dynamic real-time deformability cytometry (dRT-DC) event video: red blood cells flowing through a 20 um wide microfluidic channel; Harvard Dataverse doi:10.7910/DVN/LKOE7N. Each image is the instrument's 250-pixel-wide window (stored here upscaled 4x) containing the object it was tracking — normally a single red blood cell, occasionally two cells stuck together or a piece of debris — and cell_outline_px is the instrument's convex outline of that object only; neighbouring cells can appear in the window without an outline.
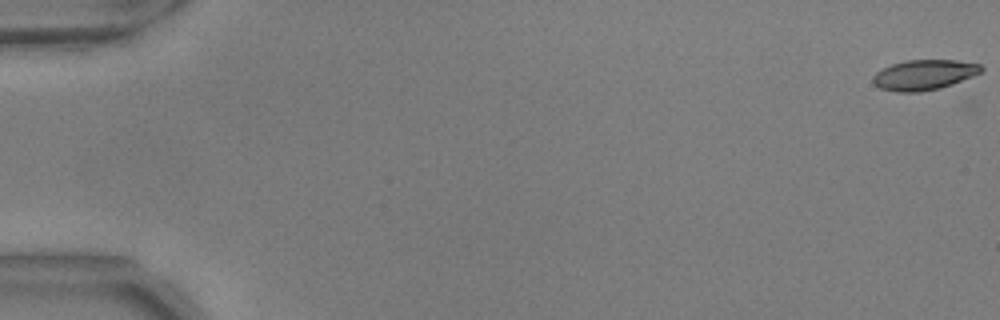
{"species": "common noctule bat (a hibernating species)", "species_latin": "Nyctalus noctula", "temperature_condition": "warm", "stored_images_in_passage": 17, "camera_frame_rate_fps": 3000, "um_per_image_px": 0.085, "animal": {"sex": "male", "body_mass_g": 17.9, "forearm_length_mm": 54.2}, "frame": {"image": 1, "passage_image": 1, "time_ms": 0.0, "image_size_px": [1000, 320], "cell_outline_px": [[984, 68], [980, 72], [972, 76], [952, 84], [940, 88], [920, 92], [896, 92], [880, 88], [872, 80], [872, 76], [876, 72], [892, 64], [904, 60], [956, 60], [980, 64]], "centroid_in_image_um": [78.53, 6.36], "position_along_channel_um": 6.5, "area_um2": 18.96}}
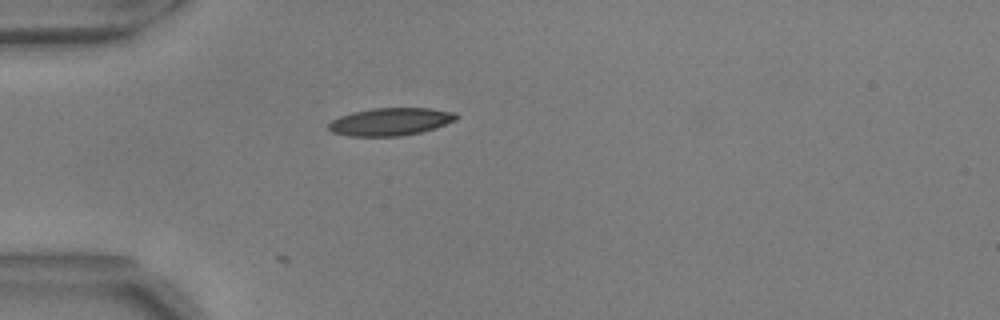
{"frame": {"image": 2, "passage_image": 17, "time_ms": 5.333, "image_size_px": [1000, 320], "cell_outline_px": [[460, 116], [456, 120], [420, 132], [400, 136], [348, 136], [332, 132], [328, 128], [328, 124], [332, 120], [340, 116], [352, 112], [372, 108], [432, 108], [456, 112]], "centroid_in_image_um": [33.19, 10.33], "position_along_channel_um": 51.8, "area_um2": 20.58}}